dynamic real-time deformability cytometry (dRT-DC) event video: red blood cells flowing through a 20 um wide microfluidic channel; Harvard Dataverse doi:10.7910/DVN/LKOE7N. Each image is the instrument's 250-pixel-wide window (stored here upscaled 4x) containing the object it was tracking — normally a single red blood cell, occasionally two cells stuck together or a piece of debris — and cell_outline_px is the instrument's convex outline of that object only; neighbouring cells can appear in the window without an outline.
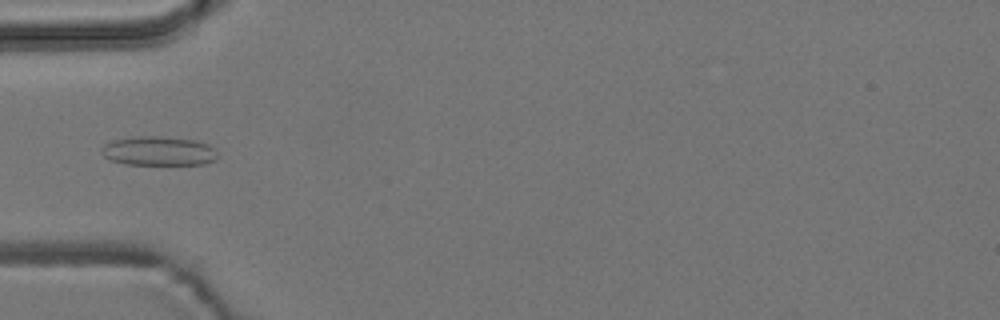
{"species": "common noctule bat (a hibernating species)", "species_latin": "Nyctalus noctula", "temperature_condition": "room temperature", "stored_images_in_passage": 5, "camera_frame_rate_fps": 3000, "um_per_image_px": 0.085, "animal": {"sex": "male", "body_mass_g": 19.2, "forearm_length_mm": 51.8}, "frame": {"image": 1, "passage_image": 5, "time_ms": 4.333, "image_size_px": [1000, 320], "cell_outline_px": [[216, 160], [204, 164], [124, 164], [112, 160], [104, 156], [100, 152], [100, 148], [104, 144], [112, 140], [132, 136], [160, 136], [196, 140], [208, 144], [216, 152]], "centroid_in_image_um": [13.44, 12.82], "position_along_channel_um": 71.6, "area_um2": 19.83}}